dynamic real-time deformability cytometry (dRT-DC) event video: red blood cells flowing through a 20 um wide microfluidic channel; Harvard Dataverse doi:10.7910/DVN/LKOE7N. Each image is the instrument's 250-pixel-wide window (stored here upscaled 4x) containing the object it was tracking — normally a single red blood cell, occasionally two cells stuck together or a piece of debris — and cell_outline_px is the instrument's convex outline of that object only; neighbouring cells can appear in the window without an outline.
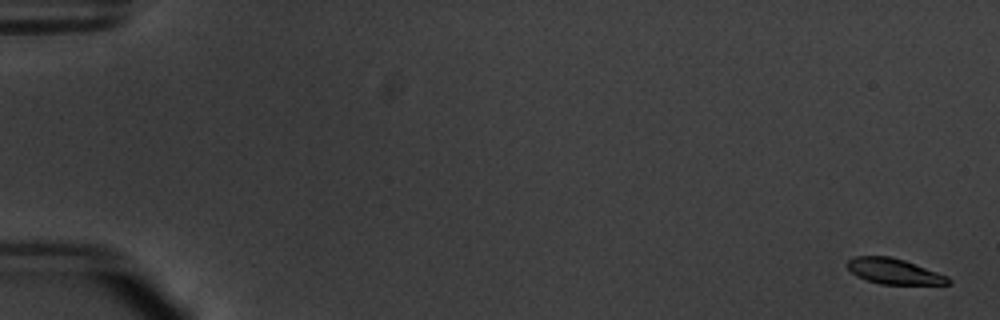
{"species": "common noctule bat (a hibernating species)", "species_latin": "Nyctalus noctula", "temperature_condition": "warm", "stored_images_in_passage": 56, "camera_frame_rate_fps": 3000, "um_per_image_px": 0.085, "animal": {"sex": "male", "body_mass_g": 20.1, "forearm_length_mm": 53.5}, "frame": {"image": 1, "passage_image": 2, "time_ms": 0.333, "image_size_px": [1000, 320], "cell_outline_px": [[952, 284], [880, 284], [856, 276], [848, 268], [848, 260], [856, 256], [892, 256], [904, 260], [948, 276], [952, 280]], "centroid_in_image_um": [76.01, 23.06], "position_along_channel_um": 9.0, "area_um2": 14.91}}
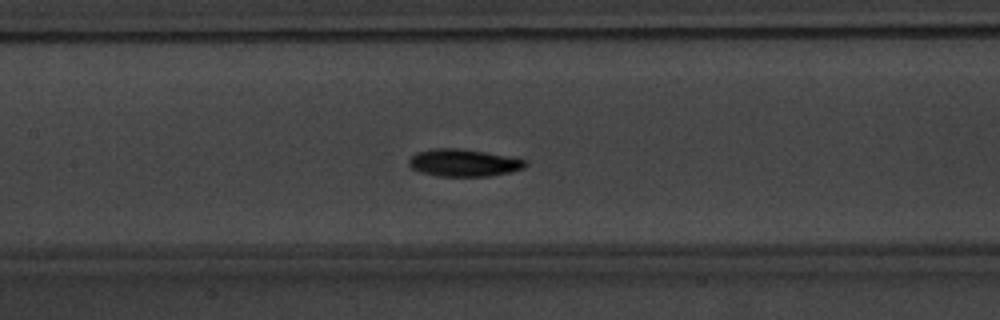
{"frame": {"image": 2, "passage_image": 28, "time_ms": 9.0, "image_size_px": [1000, 320], "cell_outline_px": [[528, 164], [524, 168], [512, 172], [492, 176], [440, 176], [420, 172], [412, 168], [408, 164], [408, 160], [416, 152], [432, 148], [460, 148], [484, 152], [528, 160]], "centroid_in_image_um": [39.42, 13.84], "position_along_channel_um": 168.0, "area_um2": 18.67}}
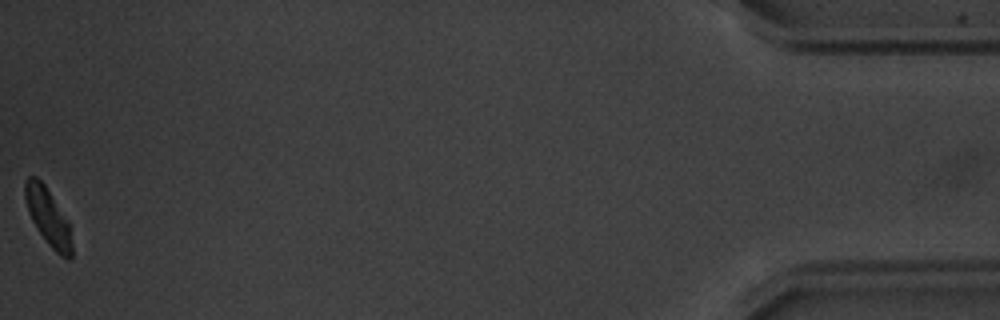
{"frame": {"image": 3, "passage_image": 56, "time_ms": 18.333, "image_size_px": [1000, 320], "cell_outline_px": [[72, 256], [68, 260], [60, 256], [48, 244], [36, 228], [28, 212], [24, 196], [24, 180], [28, 176], [36, 176], [44, 184], [68, 224], [72, 244]], "centroid_in_image_um": [4.04, 18.44], "position_along_channel_um": 431.2, "area_um2": 15.26}, "authors_computed_cell_mechanics": {"area_um2": 17.051, "velocity_mm_per_s": 3.7636, "shape_relaxation_time_tau1_ms": 3.2241, "shape_relaxation_time_tau2_ms": null, "deformation_change_tau1": 0.1941, "deformation_change_tau2": null}}